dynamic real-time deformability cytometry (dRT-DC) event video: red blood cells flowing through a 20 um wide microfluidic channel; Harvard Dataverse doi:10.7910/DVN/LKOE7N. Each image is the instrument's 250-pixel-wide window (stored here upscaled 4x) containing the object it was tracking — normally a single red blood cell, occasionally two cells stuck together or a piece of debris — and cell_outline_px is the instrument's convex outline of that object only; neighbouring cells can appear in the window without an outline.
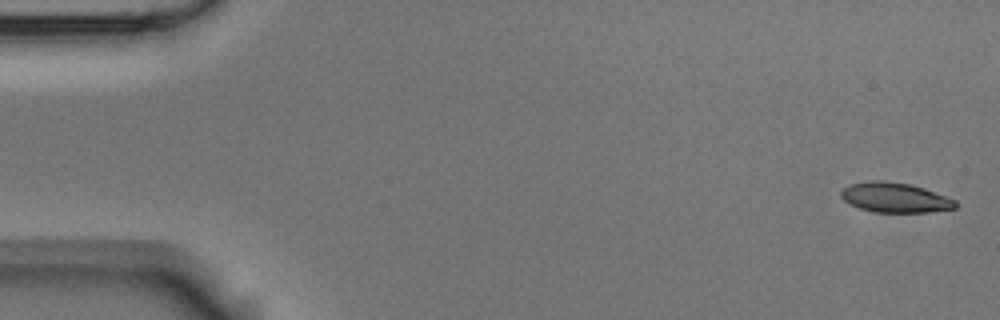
{"species": "Egyptian fruit bat (a non-hibernating species)", "species_latin": "Rousettus aegyptiacus", "temperature_condition": "room temperature", "stored_images_in_passage": 6, "segment_of_instrument_passage": [1, 2], "camera_frame_rate_fps": 3000, "um_per_image_px": 0.085, "animal": {"sex": "male"}, "frame": {"image": 1, "passage_image": 1, "time_ms": 0.0, "image_size_px": [1000, 320], "cell_outline_px": [[956, 208], [928, 212], [876, 212], [860, 208], [844, 200], [840, 196], [840, 192], [848, 184], [868, 180], [884, 180], [912, 184], [924, 188], [956, 200]], "centroid_in_image_um": [76.06, 16.77], "position_along_channel_um": 8.9, "area_um2": 19.94}}